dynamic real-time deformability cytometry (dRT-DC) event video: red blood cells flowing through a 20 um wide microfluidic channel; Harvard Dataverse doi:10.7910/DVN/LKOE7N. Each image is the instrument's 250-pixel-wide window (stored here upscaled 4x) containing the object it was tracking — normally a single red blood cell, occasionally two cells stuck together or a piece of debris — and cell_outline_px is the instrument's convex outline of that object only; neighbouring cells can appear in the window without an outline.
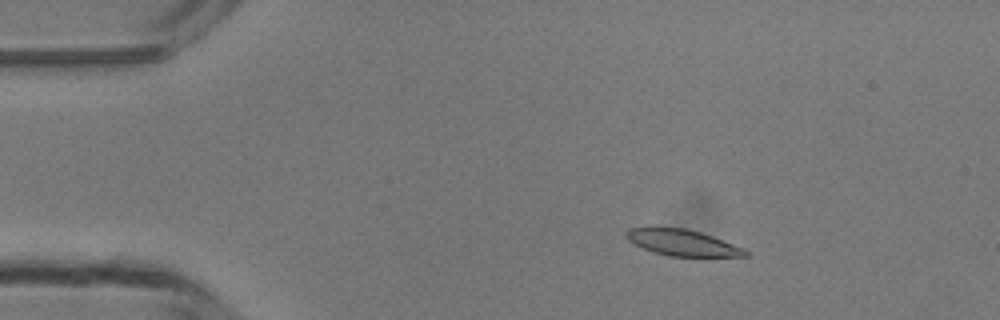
{"species": "common noctule bat (a hibernating species)", "species_latin": "Nyctalus noctula", "temperature_condition": "room temperature", "stored_images_in_passage": 19, "camera_frame_rate_fps": 3000, "um_per_image_px": 0.085, "animal": {"sex": "male", "body_mass_g": 13.3}, "frame": {"image": 1, "passage_image": 9, "time_ms": 2.667, "image_size_px": [1000, 320], "cell_outline_px": [[748, 256], [668, 256], [652, 252], [628, 240], [624, 236], [628, 228], [684, 228], [700, 232], [712, 236], [744, 248], [748, 252]], "centroid_in_image_um": [58.0, 20.63], "position_along_channel_um": 27.0, "area_um2": 17.86}}
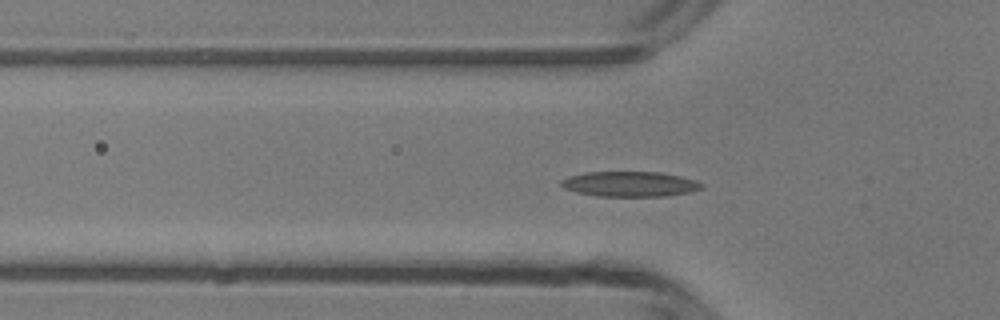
{"frame": {"image": 2, "passage_image": 17, "time_ms": 5.333, "image_size_px": [1000, 320], "cell_outline_px": [[704, 188], [692, 192], [664, 196], [596, 196], [564, 188], [560, 184], [560, 180], [568, 176], [584, 172], [660, 172], [680, 176], [696, 180], [704, 184]], "centroid_in_image_um": [53.57, 15.64], "position_along_channel_um": 72.2, "area_um2": 20.69}}